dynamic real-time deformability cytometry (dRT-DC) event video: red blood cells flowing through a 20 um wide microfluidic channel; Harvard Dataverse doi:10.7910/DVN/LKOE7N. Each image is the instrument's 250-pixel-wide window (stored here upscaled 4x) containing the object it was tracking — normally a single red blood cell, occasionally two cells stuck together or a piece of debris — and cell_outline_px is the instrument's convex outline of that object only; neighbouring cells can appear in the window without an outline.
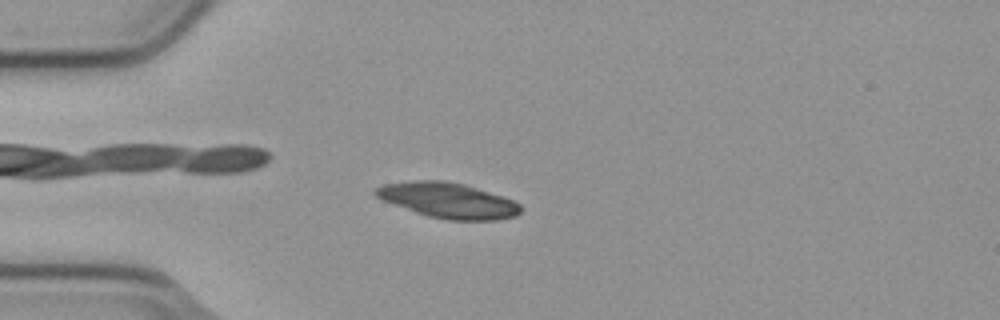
{"species": "common noctule bat (a hibernating species)", "species_latin": "Nyctalus noctula", "temperature_condition": "cold", "stored_images_in_passage": 6, "camera_frame_rate_fps": 3000, "um_per_image_px": 0.085, "animal": {"sex": "male", "body_mass_g": 23.1, "forearm_length_mm": 52.7}, "frame": {"image": 1, "passage_image": 5, "time_ms": 1.333, "image_size_px": [1000, 320], "cell_outline_px": [[520, 212], [516, 216], [496, 220], [448, 220], [428, 216], [380, 200], [372, 192], [376, 188], [384, 184], [416, 180], [444, 180], [464, 184], [512, 200], [520, 204]], "centroid_in_image_um": [38.04, 17.03], "position_along_channel_um": 47.0, "area_um2": 29.65}}